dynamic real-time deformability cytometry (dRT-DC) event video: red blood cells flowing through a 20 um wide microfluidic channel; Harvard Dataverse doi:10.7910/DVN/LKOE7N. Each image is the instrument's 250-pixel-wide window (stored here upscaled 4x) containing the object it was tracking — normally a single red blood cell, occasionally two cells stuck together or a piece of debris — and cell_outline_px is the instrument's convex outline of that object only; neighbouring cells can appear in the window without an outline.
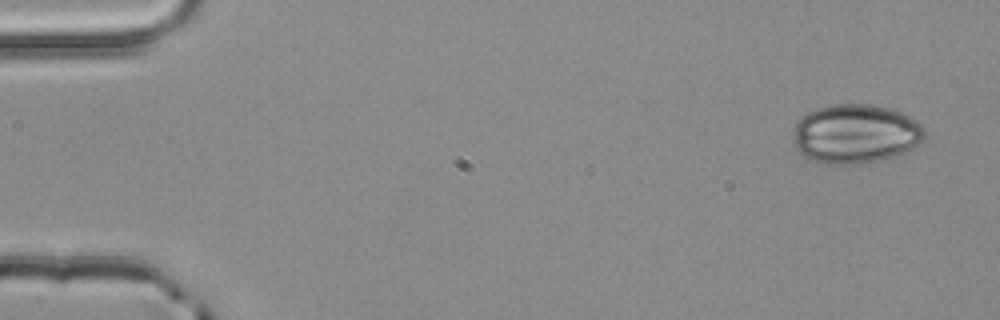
{"species": "common noctule bat (a hibernating species)", "species_latin": "Nyctalus noctula", "temperature_condition": "room temperature", "stored_images_in_passage": 3, "camera_frame_rate_fps": 3000, "um_per_image_px": 0.085, "animal": {"sex": "male", "body_mass_g": 20.4}, "frame": {"image": 1, "passage_image": 1, "time_ms": 0.0, "image_size_px": [1000, 320], "cell_outline_px": [[924, 140], [916, 148], [896, 156], [880, 160], [860, 164], [824, 164], [804, 156], [796, 148], [796, 124], [808, 112], [816, 108], [832, 104], [872, 104], [888, 108], [900, 112], [916, 120], [924, 128]], "centroid_in_image_um": [72.78, 11.38], "position_along_channel_um": 12.2, "area_um2": 45.26}}